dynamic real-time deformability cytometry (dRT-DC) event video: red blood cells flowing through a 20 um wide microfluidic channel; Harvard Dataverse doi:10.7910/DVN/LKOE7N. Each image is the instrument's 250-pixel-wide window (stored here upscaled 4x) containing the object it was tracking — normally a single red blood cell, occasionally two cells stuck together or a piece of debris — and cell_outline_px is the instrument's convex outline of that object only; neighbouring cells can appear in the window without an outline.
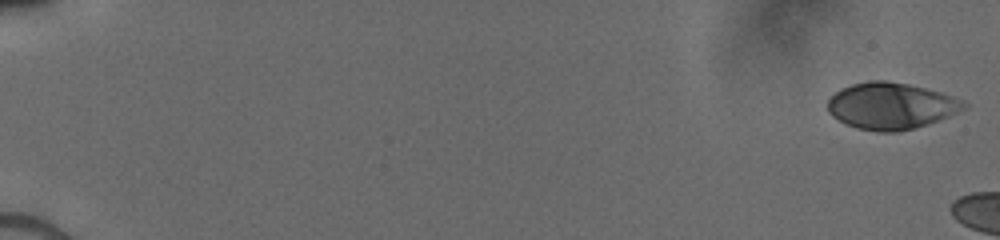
{"species": "human", "species_latin": "Homo sapiens", "temperature_condition": "cold", "stored_images_in_passage": 7, "camera_frame_rate_fps": 3000, "um_per_image_px": 0.085, "donor": {"sex": "male"}, "frame": {"image": 1, "passage_image": 1, "time_ms": 0.0, "image_size_px": [1000, 240], "cell_outline_px": [[968, 108], [948, 116], [912, 128], [896, 132], [880, 132], [856, 128], [832, 116], [828, 112], [828, 100], [840, 88], [852, 84], [872, 80], [884, 80], [908, 84], [940, 92], [968, 104]], "centroid_in_image_um": [75.7, 8.99], "position_along_channel_um": 9.3, "area_um2": 36.41}}